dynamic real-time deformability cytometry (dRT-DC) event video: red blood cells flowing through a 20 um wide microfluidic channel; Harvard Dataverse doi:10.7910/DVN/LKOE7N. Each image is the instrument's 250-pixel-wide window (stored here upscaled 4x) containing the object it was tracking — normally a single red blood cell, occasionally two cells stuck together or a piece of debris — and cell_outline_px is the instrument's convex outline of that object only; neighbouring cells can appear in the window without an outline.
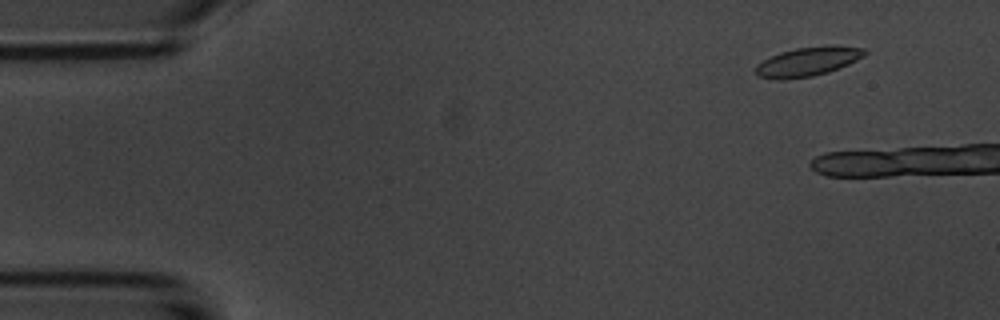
{"species": "common noctule bat (a hibernating species)", "species_latin": "Nyctalus noctula", "temperature_condition": "room temperature", "stored_images_in_passage": 8, "camera_frame_rate_fps": 3000, "um_per_image_px": 0.085, "animal": {"sex": "male", "body_mass_g": 20.1, "forearm_length_mm": 53.5}, "frame": {"image": 1, "passage_image": 5, "time_ms": 1.333, "image_size_px": [1000, 320], "cell_outline_px": [[868, 52], [864, 56], [848, 64], [828, 72], [812, 76], [784, 80], [776, 80], [756, 76], [756, 64], [780, 52], [796, 48], [832, 44], [864, 48]], "centroid_in_image_um": [68.67, 5.23], "position_along_channel_um": 16.3, "area_um2": 18.67}}